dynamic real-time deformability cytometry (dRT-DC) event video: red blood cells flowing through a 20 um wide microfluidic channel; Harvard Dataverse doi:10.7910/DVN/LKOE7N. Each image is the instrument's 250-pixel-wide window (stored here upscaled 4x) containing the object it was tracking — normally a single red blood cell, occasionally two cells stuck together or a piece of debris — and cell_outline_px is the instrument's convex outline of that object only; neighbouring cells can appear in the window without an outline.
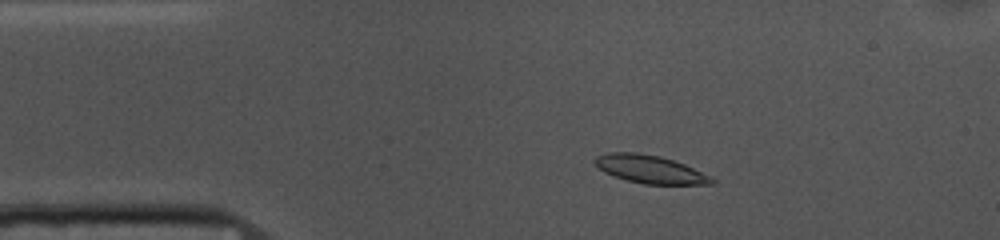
{"species": "common noctule bat (a hibernating species)", "species_latin": "Nyctalus noctula", "temperature_condition": "cold", "stored_images_in_passage": 50, "camera_frame_rate_fps": 3000, "um_per_image_px": 0.085, "animal": {"sex": "female", "body_mass_g": 10.0, "forearm_length_mm": 53.1}, "frame": {"image": 1, "passage_image": 6, "time_ms": 1.667, "image_size_px": [1000, 240], "cell_outline_px": [[716, 184], [644, 184], [628, 180], [604, 172], [592, 160], [596, 156], [608, 152], [636, 152], [660, 156], [684, 164], [716, 180]], "centroid_in_image_um": [55.22, 14.38], "position_along_channel_um": 29.8, "area_um2": 18.79}}
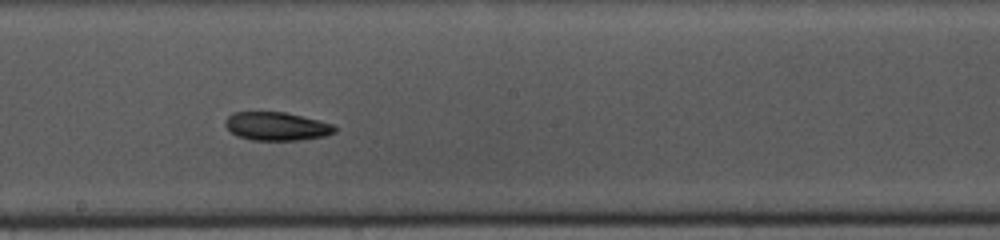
{"frame": {"image": 2, "passage_image": 25, "time_ms": 8.0, "image_size_px": [1000, 240], "cell_outline_px": [[336, 132], [324, 136], [300, 140], [252, 140], [236, 136], [224, 124], [224, 120], [232, 112], [284, 112], [332, 124], [336, 128]], "centroid_in_image_um": [23.47, 10.74], "position_along_channel_um": 224.7, "area_um2": 17.98}}
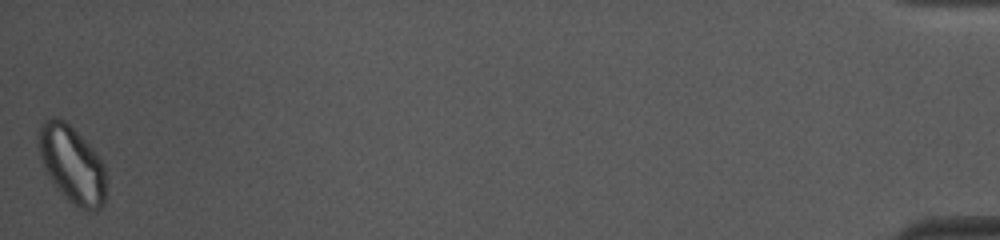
{"frame": {"image": 3, "passage_image": 50, "time_ms": 16.333, "image_size_px": [1000, 240], "cell_outline_px": [[104, 204], [96, 212], [88, 212], [72, 204], [56, 188], [44, 168], [40, 160], [40, 124], [44, 120], [52, 116], [56, 116], [64, 120], [96, 152], [104, 164]], "centroid_in_image_um": [6.12, 14.0], "position_along_channel_um": 429.1, "area_um2": 30.06}, "authors_computed_cell_mechanics": {"area_um2": 19.1029, "velocity_mm_per_s": 3.6739, "shape_relaxation_time_tau1_ms": 2.2502, "shape_relaxation_time_tau2_ms": 6.2622, "deformation_change_tau1": 0.081, "deformation_change_tau2": 0.1109}}